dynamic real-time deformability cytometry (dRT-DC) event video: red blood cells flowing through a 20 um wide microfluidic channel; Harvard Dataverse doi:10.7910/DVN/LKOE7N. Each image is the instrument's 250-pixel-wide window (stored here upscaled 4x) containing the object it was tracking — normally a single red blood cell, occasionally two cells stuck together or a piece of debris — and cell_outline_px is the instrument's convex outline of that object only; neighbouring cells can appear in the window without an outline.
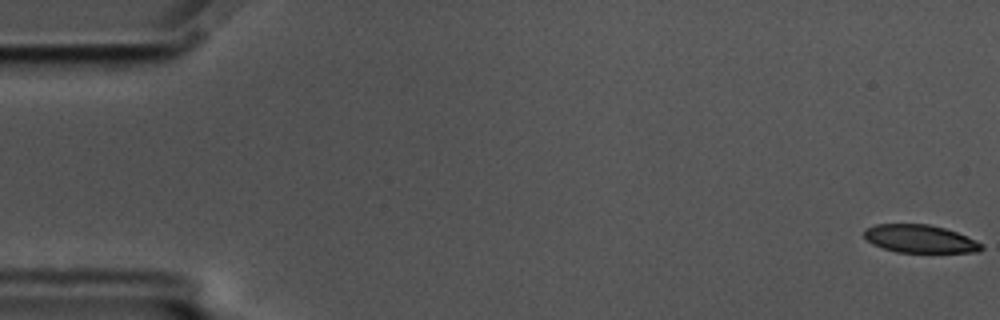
{"species": "common noctule bat (a hibernating species)", "species_latin": "Nyctalus noctula", "temperature_condition": "cold", "stored_images_in_passage": 59, "camera_frame_rate_fps": 3000, "um_per_image_px": 0.085, "animal": {"sex": "male", "body_mass_g": 17.5, "forearm_length_mm": 52.3}, "frame": {"image": 1, "passage_image": 1, "time_ms": 0.0, "image_size_px": [1000, 320], "cell_outline_px": [[984, 248], [976, 252], [896, 252], [872, 244], [864, 236], [864, 228], [876, 224], [928, 224], [944, 228], [956, 232], [976, 240], [984, 244]], "centroid_in_image_um": [78.19, 20.3], "position_along_channel_um": 6.8, "area_um2": 19.07}}
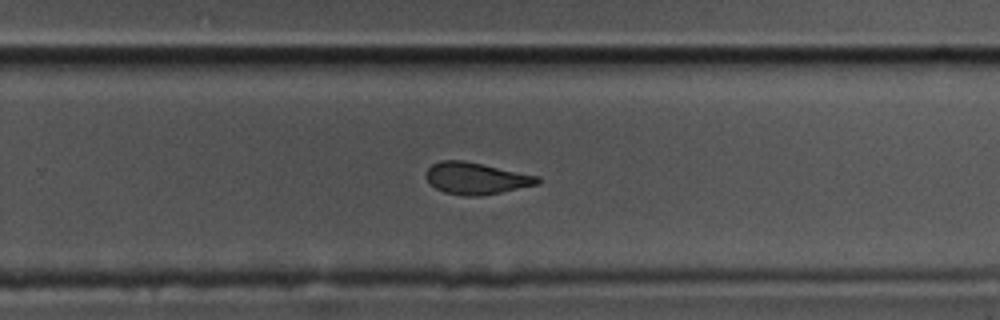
{"frame": {"image": 2, "passage_image": 38, "time_ms": 12.333, "image_size_px": [1000, 320], "cell_outline_px": [[540, 184], [480, 196], [464, 196], [444, 192], [428, 184], [424, 176], [428, 168], [432, 164], [440, 160], [464, 160], [540, 176]], "centroid_in_image_um": [40.44, 15.15], "position_along_channel_um": 289.4, "area_um2": 20.87}}
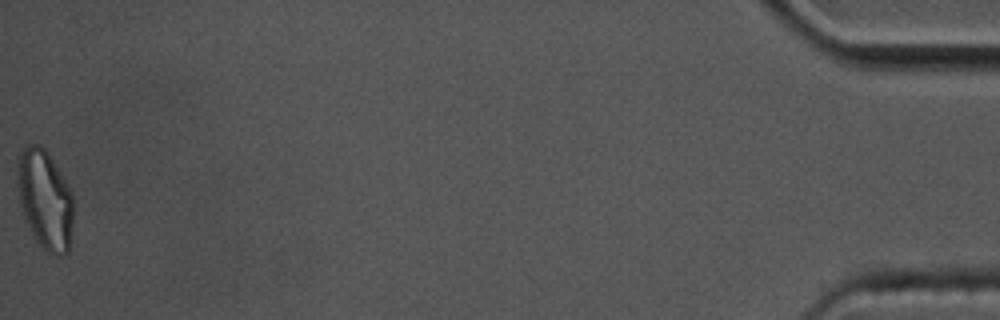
{"frame": {"image": 3, "passage_image": 59, "time_ms": 19.333, "image_size_px": [1000, 320], "cell_outline_px": [[72, 224], [68, 252], [64, 256], [56, 256], [48, 252], [36, 240], [24, 220], [20, 204], [16, 184], [16, 172], [20, 148], [24, 144], [40, 144], [48, 152], [68, 184], [72, 192]], "centroid_in_image_um": [3.79, 16.92], "position_along_channel_um": 431.4, "area_um2": 32.95}, "authors_computed_cell_mechanics": {"area_um2": 21.5016, "velocity_mm_per_s": 3.4551, "shape_relaxation_time_tau1_ms": 10.0288, "shape_relaxation_time_tau2_ms": 3.0738, "deformation_change_tau1": 0.1989, "deformation_change_tau2": 0.0929}}